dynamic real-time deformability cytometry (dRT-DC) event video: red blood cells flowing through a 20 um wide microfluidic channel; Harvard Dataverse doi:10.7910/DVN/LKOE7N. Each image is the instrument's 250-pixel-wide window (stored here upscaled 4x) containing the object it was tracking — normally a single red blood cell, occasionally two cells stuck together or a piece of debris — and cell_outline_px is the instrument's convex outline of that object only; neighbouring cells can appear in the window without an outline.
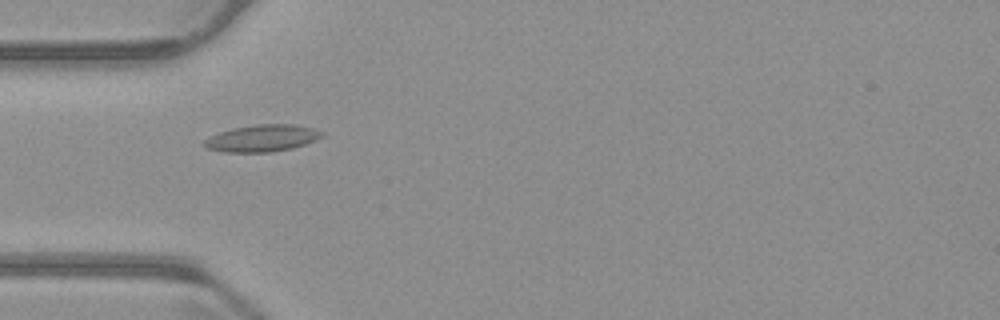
{"species": "common noctule bat (a hibernating species)", "species_latin": "Nyctalus noctula", "temperature_condition": "warm", "stored_images_in_passage": 55, "camera_frame_rate_fps": 3000, "um_per_image_px": 0.085, "animal": {"sex": "male", "body_mass_g": 23.1, "forearm_length_mm": 52.7}, "frame": {"image": 1, "passage_image": 17, "time_ms": 5.333, "image_size_px": [1000, 320], "cell_outline_px": [[324, 136], [316, 140], [292, 148], [272, 152], [224, 152], [208, 148], [204, 144], [204, 140], [208, 136], [232, 128], [256, 124], [296, 124], [316, 128], [324, 132]], "centroid_in_image_um": [22.33, 11.73], "position_along_channel_um": 62.7, "area_um2": 18.61}}
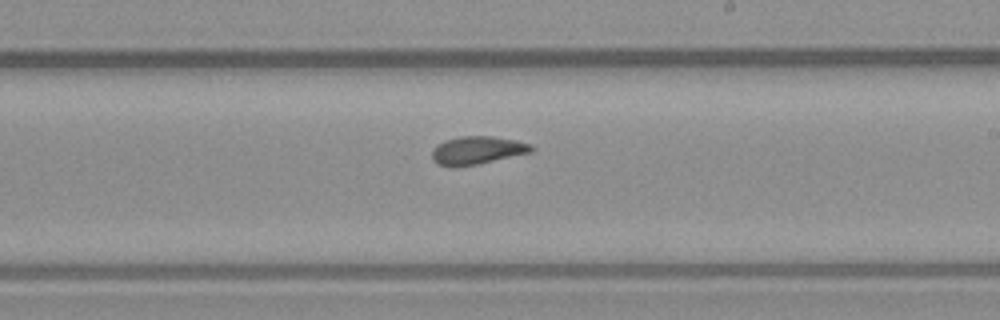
{"frame": {"image": 2, "passage_image": 32, "time_ms": 10.333, "image_size_px": [1000, 320], "cell_outline_px": [[536, 148], [532, 152], [476, 164], [456, 168], [448, 168], [436, 164], [432, 160], [432, 148], [436, 144], [444, 140], [460, 136], [492, 136], [516, 140], [532, 144]], "centroid_in_image_um": [40.52, 12.78], "position_along_channel_um": 248.5, "area_um2": 16.65}}
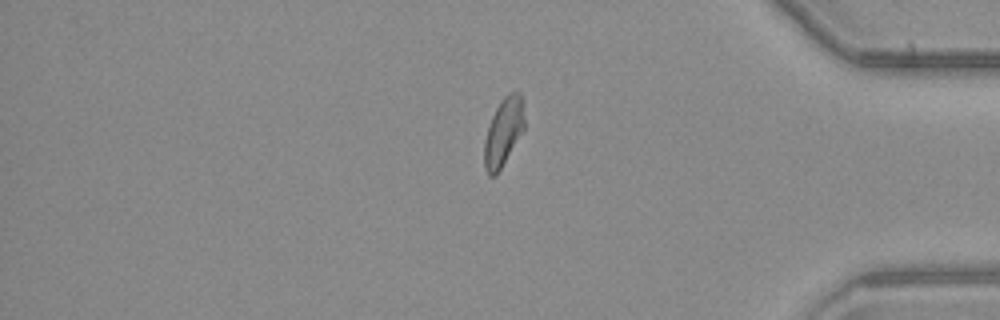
{"frame": {"image": 3, "passage_image": 46, "time_ms": 15.0, "image_size_px": [1000, 320], "cell_outline_px": [[524, 128], [496, 176], [488, 176], [484, 168], [484, 140], [492, 116], [500, 100], [508, 92], [520, 92], [524, 96]], "centroid_in_image_um": [42.8, 11.18], "position_along_channel_um": 392.4, "area_um2": 16.01}, "authors_computed_cell_mechanics": {"area_um2": 16.5886, "velocity_mm_per_s": 3.721, "shape_relaxation_time_tau1_ms": null, "shape_relaxation_time_tau2_ms": 2.4755, "deformation_change_tau1": null, "deformation_change_tau2": 0.0769}}